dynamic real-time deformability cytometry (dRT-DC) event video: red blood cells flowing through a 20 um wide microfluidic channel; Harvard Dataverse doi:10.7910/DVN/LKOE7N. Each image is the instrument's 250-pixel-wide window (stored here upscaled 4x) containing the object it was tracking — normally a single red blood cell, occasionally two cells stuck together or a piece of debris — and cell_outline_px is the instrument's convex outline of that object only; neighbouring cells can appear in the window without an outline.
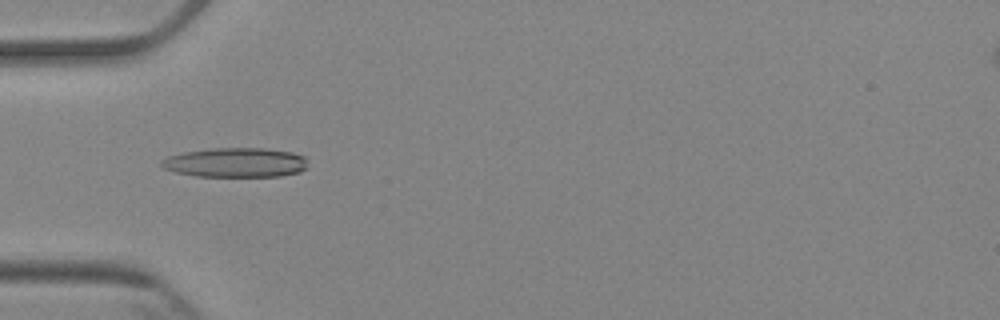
{"species": "Egyptian fruit bat (a non-hibernating species)", "species_latin": "Rousettus aegyptiacus", "temperature_condition": "cold", "stored_images_in_passage": 7, "camera_frame_rate_fps": 3000, "um_per_image_px": 0.085, "animal": {"sex": "female"}, "frame": {"image": 1, "passage_image": 4, "time_ms": 4.667, "image_size_px": [1000, 320], "cell_outline_px": [[308, 168], [300, 172], [280, 176], [196, 176], [176, 172], [164, 168], [160, 164], [160, 160], [168, 156], [184, 152], [208, 148], [264, 148], [292, 152], [304, 156]], "centroid_in_image_um": [20.03, 13.81], "position_along_channel_um": 65.0, "area_um2": 25.26}}
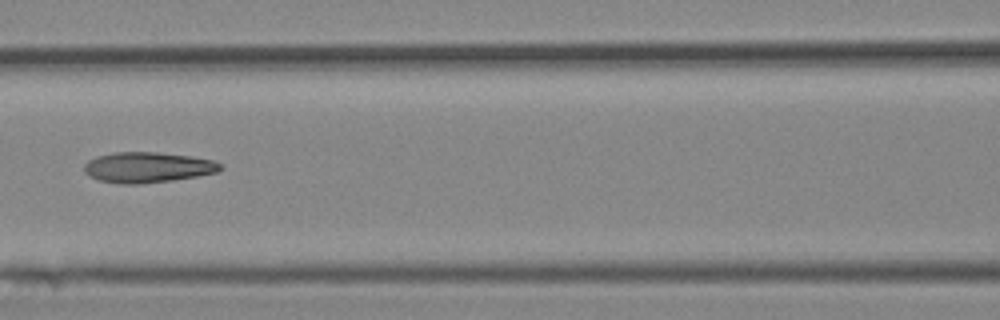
{"frame": {"image": 2, "passage_image": 6, "time_ms": 7.0, "image_size_px": [1000, 320], "cell_outline_px": [[224, 168], [216, 172], [196, 176], [172, 180], [140, 184], [124, 184], [100, 180], [88, 176], [84, 172], [84, 164], [88, 160], [96, 156], [116, 152], [156, 152], [192, 156], [212, 160], [220, 164]], "centroid_in_image_um": [12.52, 14.22], "position_along_channel_um": 154.1, "area_um2": 24.16}}
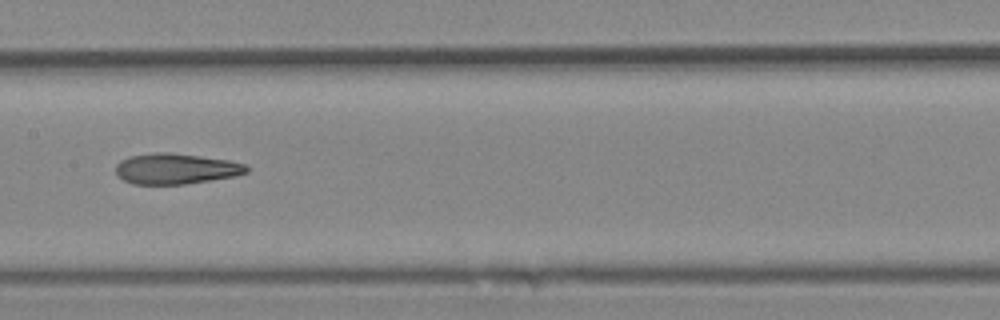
{"frame": {"image": 3, "passage_image": 7, "time_ms": 8.0, "image_size_px": [1000, 320], "cell_outline_px": [[248, 172], [236, 176], [184, 184], [132, 184], [124, 180], [116, 172], [116, 164], [120, 160], [128, 156], [156, 152], [168, 152], [200, 156], [228, 160], [244, 164], [248, 168]], "centroid_in_image_um": [14.93, 14.34], "position_along_channel_um": 192.5, "area_um2": 23.29}}